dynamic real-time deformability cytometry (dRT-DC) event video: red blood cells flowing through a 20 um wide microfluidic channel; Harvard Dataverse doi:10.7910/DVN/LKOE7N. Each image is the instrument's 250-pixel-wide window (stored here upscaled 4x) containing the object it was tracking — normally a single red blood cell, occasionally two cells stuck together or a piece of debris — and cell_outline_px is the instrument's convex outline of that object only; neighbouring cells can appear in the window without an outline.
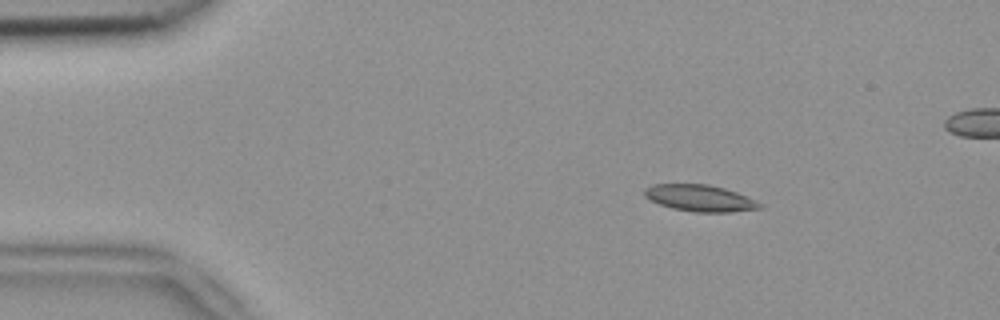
{"species": "common noctule bat (a hibernating species)", "species_latin": "Nyctalus noctula", "temperature_condition": "room temperature", "stored_images_in_passage": 4, "camera_frame_rate_fps": 3000, "um_per_image_px": 0.085, "animal": {"sex": "female", "body_mass_g": 18.4}, "frame": {"image": 1, "passage_image": 1, "time_ms": 0.0, "image_size_px": [1000, 320], "cell_outline_px": [[764, 208], [732, 212], [692, 212], [672, 208], [660, 204], [644, 196], [644, 188], [652, 184], [708, 184], [724, 188], [736, 192], [764, 204]], "centroid_in_image_um": [59.51, 16.84], "position_along_channel_um": 25.5, "area_um2": 17.92}}